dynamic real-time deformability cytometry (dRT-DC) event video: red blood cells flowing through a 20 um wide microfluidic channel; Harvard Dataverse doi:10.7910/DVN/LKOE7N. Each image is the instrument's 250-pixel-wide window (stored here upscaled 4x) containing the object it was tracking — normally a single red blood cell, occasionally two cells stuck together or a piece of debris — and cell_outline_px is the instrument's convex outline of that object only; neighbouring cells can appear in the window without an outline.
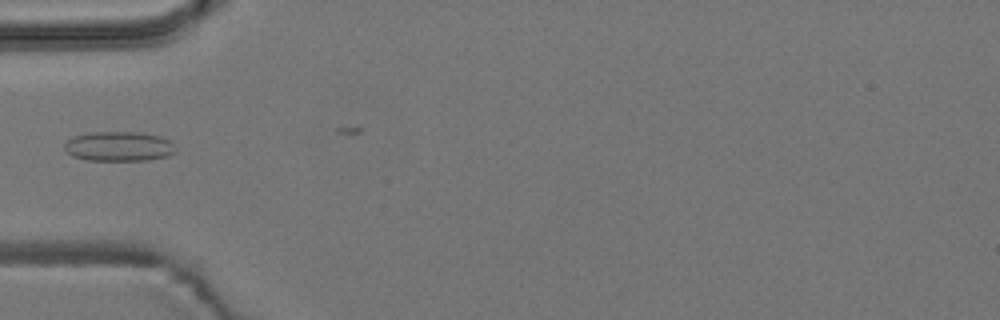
{"species": "common noctule bat (a hibernating species)", "species_latin": "Nyctalus noctula", "temperature_condition": "room temperature", "stored_images_in_passage": 6, "camera_frame_rate_fps": 3000, "um_per_image_px": 0.085, "animal": {"sex": "male", "body_mass_g": 19.2, "forearm_length_mm": 51.8}, "frame": {"image": 1, "passage_image": 5, "time_ms": 1.333, "image_size_px": [1000, 320], "cell_outline_px": [[176, 152], [168, 156], [148, 160], [88, 160], [72, 156], [64, 148], [64, 144], [72, 136], [92, 132], [140, 132], [160, 136], [168, 140], [176, 148]], "centroid_in_image_um": [10.11, 12.44], "position_along_channel_um": 74.9, "area_um2": 19.25}}